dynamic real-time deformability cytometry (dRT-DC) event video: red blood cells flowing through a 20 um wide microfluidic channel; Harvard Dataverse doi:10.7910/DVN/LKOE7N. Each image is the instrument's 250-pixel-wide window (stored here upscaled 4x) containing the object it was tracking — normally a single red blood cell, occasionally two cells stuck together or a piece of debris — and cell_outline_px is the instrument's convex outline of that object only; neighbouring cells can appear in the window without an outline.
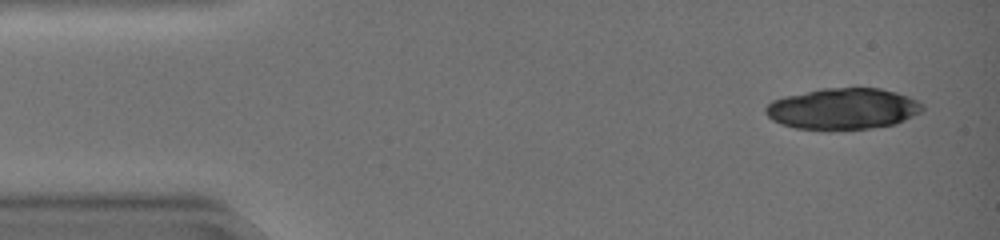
{"species": "common noctule bat (a hibernating species)", "species_latin": "Nyctalus noctula", "temperature_condition": "warm", "stored_images_in_passage": 13, "camera_frame_rate_fps": 3000, "um_per_image_px": 0.085, "animal": {"sex": "female", "body_mass_g": 19.0, "forearm_length_mm": 51.5}, "frame": {"image": 1, "passage_image": 3, "time_ms": 0.667, "image_size_px": [1000, 240], "cell_outline_px": [[924, 108], [920, 112], [896, 124], [868, 128], [796, 128], [780, 124], [772, 120], [764, 112], [764, 108], [772, 100], [784, 96], [820, 88], [880, 88], [896, 92], [908, 96], [924, 104]], "centroid_in_image_um": [71.63, 9.22], "position_along_channel_um": 13.4, "area_um2": 37.34}}